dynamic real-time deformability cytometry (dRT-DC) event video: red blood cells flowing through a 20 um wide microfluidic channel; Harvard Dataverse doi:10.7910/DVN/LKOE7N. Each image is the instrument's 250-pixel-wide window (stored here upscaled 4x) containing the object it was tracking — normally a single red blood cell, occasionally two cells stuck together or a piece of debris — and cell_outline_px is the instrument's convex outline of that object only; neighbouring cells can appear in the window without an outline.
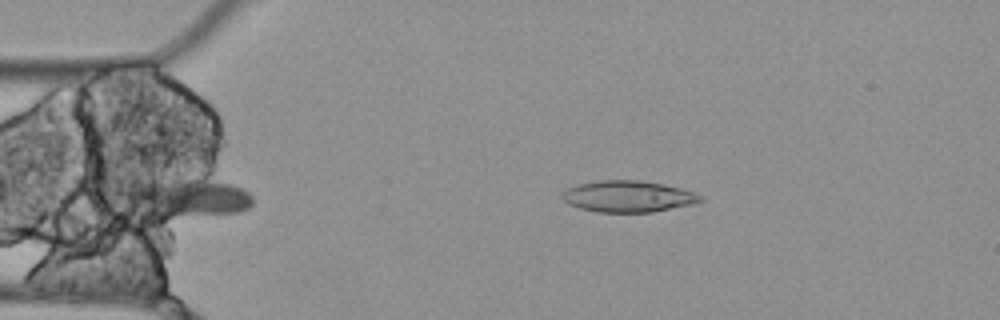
{"species": "Egyptian fruit bat (a non-hibernating species)", "species_latin": "Rousettus aegyptiacus", "temperature_condition": "cold", "stored_images_in_passage": 6, "camera_frame_rate_fps": 3000, "um_per_image_px": 0.085, "animal": {"sex": "female"}, "frame": {"image": 1, "passage_image": 6, "time_ms": 1.667, "image_size_px": [1000, 320], "cell_outline_px": [[704, 200], [692, 204], [652, 212], [596, 212], [580, 208], [568, 204], [560, 196], [568, 188], [580, 184], [596, 180], [640, 180], [664, 184], [680, 188], [692, 192], [700, 196]], "centroid_in_image_um": [53.36, 16.69], "position_along_channel_um": 31.6, "area_um2": 25.14}}